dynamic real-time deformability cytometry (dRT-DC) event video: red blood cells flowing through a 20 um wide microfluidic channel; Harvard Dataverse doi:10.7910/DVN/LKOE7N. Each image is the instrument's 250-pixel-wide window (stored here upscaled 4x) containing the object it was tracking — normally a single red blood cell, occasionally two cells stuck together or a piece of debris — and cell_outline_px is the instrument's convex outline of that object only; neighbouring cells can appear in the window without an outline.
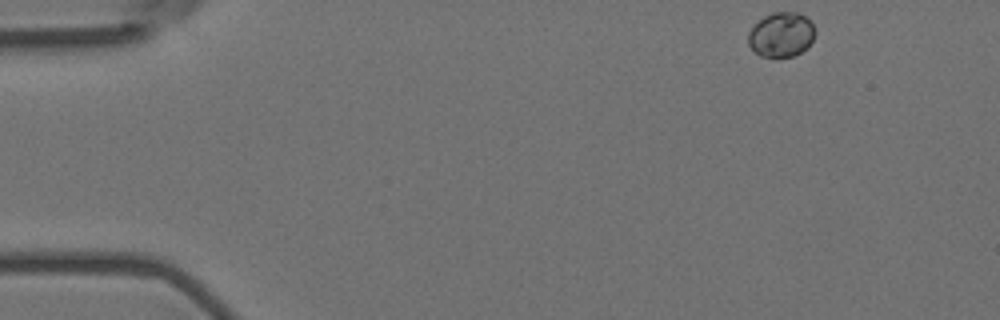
{"species": "Egyptian fruit bat (a non-hibernating species)", "species_latin": "Rousettus aegyptiacus", "temperature_condition": "room temperature", "stored_images_in_passage": 4, "camera_frame_rate_fps": 3000, "um_per_image_px": 0.085, "animal": {"sex": "female"}, "frame": {"image": 1, "passage_image": 1, "time_ms": 0.0, "image_size_px": [1000, 320], "cell_outline_px": [[816, 32], [808, 48], [792, 56], [760, 56], [748, 44], [748, 32], [764, 16], [772, 12], [796, 12], [804, 16], [812, 24]], "centroid_in_image_um": [66.41, 2.94], "position_along_channel_um": 18.6, "area_um2": 17.17}}
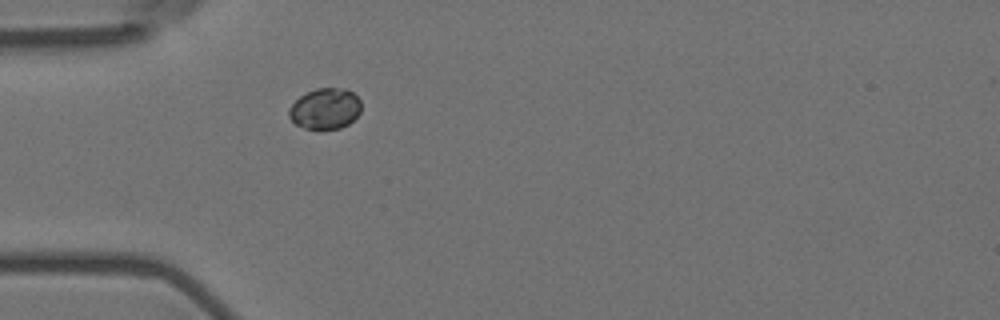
{"frame": {"image": 2, "passage_image": 4, "time_ms": 1.0, "image_size_px": [1000, 320], "cell_outline_px": [[360, 112], [348, 124], [340, 128], [304, 128], [296, 124], [288, 116], [288, 108], [300, 96], [316, 88], [344, 88], [352, 92], [360, 100]], "centroid_in_image_um": [27.62, 9.22], "position_along_channel_um": 57.4, "area_um2": 16.99}}